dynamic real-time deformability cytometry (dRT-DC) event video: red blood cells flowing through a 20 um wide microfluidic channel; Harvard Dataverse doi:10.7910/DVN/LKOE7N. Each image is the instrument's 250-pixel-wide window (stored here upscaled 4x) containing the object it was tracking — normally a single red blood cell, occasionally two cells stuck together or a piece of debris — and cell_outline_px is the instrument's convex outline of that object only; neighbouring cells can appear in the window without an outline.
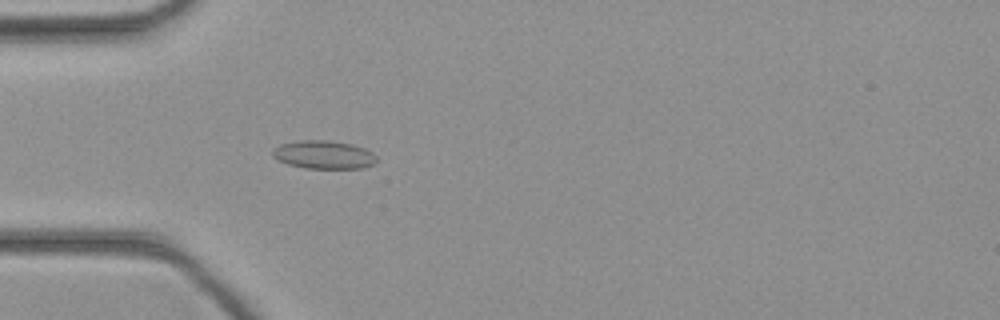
{"species": "common noctule bat (a hibernating species)", "species_latin": "Nyctalus noctula", "temperature_condition": "cold", "stored_images_in_passage": 44, "camera_frame_rate_fps": 3000, "um_per_image_px": 0.085, "animal": {"sex": "female", "body_mass_g": 21.9}, "frame": {"image": 1, "passage_image": 13, "time_ms": 4.0, "image_size_px": [1000, 320], "cell_outline_px": [[376, 160], [372, 164], [364, 168], [304, 168], [288, 164], [272, 156], [272, 148], [280, 144], [296, 140], [328, 140], [352, 144], [364, 148], [372, 152], [376, 156]], "centroid_in_image_um": [27.49, 13.14], "position_along_channel_um": 57.5, "area_um2": 17.17}}
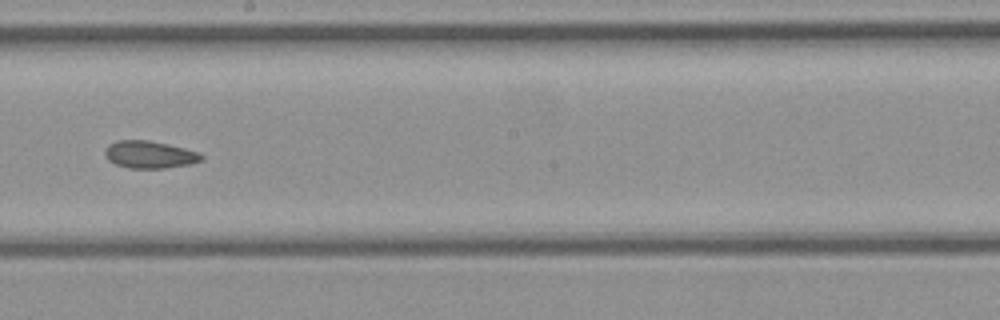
{"frame": {"image": 2, "passage_image": 25, "time_ms": 8.0, "image_size_px": [1000, 320], "cell_outline_px": [[204, 160], [192, 164], [164, 168], [128, 168], [116, 164], [108, 160], [104, 156], [104, 152], [108, 144], [116, 140], [148, 140], [168, 144], [200, 152], [204, 156]], "centroid_in_image_um": [12.73, 13.14], "position_along_channel_um": 235.5, "area_um2": 15.61}}
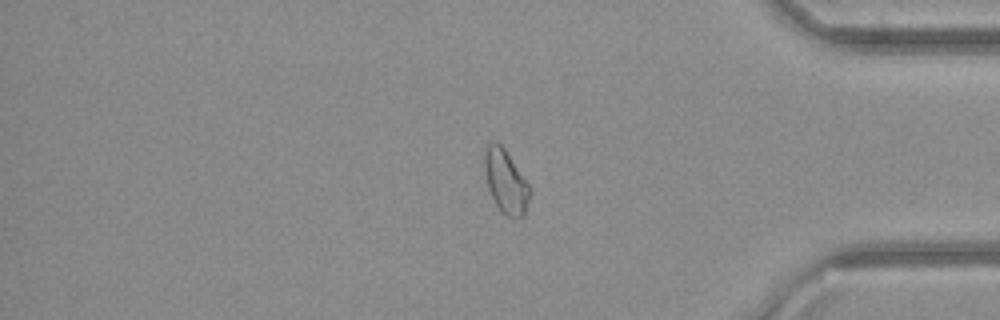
{"frame": {"image": 3, "passage_image": 37, "time_ms": 12.0, "image_size_px": [1000, 320], "cell_outline_px": [[532, 192], [524, 216], [508, 216], [496, 204], [488, 188], [484, 168], [484, 152], [488, 144], [492, 140], [500, 144], [504, 148], [532, 188]], "centroid_in_image_um": [43.01, 15.4], "position_along_channel_um": 392.2, "area_um2": 16.65}}